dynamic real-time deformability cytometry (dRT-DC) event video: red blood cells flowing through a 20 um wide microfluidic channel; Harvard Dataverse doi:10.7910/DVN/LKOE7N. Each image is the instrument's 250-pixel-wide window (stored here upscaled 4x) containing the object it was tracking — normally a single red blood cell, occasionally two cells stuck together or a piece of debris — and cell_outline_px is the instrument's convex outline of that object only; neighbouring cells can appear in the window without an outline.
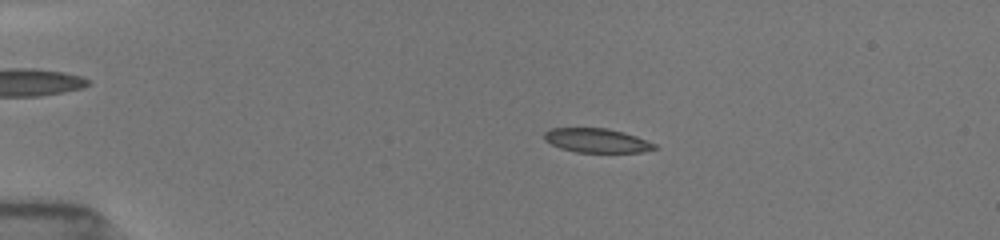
{"species": "common noctule bat (a hibernating species)", "species_latin": "Nyctalus noctula", "temperature_condition": "room temperature", "stored_images_in_passage": 52, "camera_frame_rate_fps": 3000, "um_per_image_px": 0.085, "animal": {"sex": "female", "body_mass_g": 19.5, "forearm_length_mm": 54.1}, "frame": {"image": 1, "passage_image": 11, "time_ms": 3.333, "image_size_px": [1000, 240], "cell_outline_px": [[660, 148], [644, 152], [576, 152], [560, 148], [544, 140], [544, 132], [548, 128], [608, 128], [624, 132], [636, 136], [656, 144]], "centroid_in_image_um": [50.74, 11.94], "position_along_channel_um": 34.3, "area_um2": 15.66}}
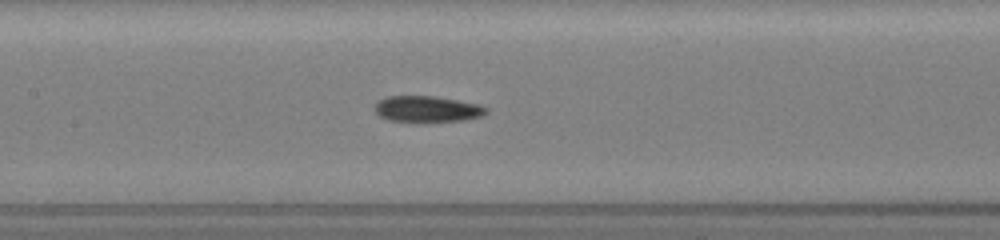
{"frame": {"image": 2, "passage_image": 26, "time_ms": 8.333, "image_size_px": [1000, 240], "cell_outline_px": [[488, 112], [480, 116], [464, 120], [424, 124], [388, 120], [380, 116], [376, 112], [376, 104], [380, 100], [388, 96], [432, 96], [480, 104], [488, 108]], "centroid_in_image_um": [36.33, 9.31], "position_along_channel_um": 171.1, "area_um2": 17.4}}
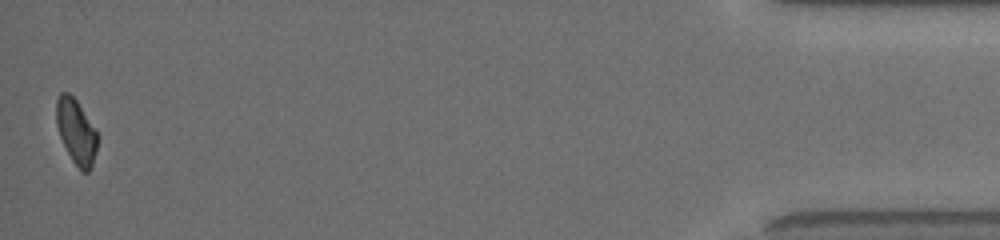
{"frame": {"image": 3, "passage_image": 52, "time_ms": 17.0, "image_size_px": [1000, 240], "cell_outline_px": [[96, 152], [92, 164], [88, 172], [84, 172], [72, 160], [60, 136], [56, 124], [56, 100], [60, 92], [68, 92], [76, 100], [96, 132]], "centroid_in_image_um": [6.44, 11.16], "position_along_channel_um": 428.8, "area_um2": 14.97}, "authors_computed_cell_mechanics": {"area_um2": 16.6464, "velocity_mm_per_s": 3.924, "shape_relaxation_time_tau1_ms": 6.2996, "shape_relaxation_time_tau2_ms": 4.7986, "deformation_change_tau1": 0.151, "deformation_change_tau2": 0.1169}}